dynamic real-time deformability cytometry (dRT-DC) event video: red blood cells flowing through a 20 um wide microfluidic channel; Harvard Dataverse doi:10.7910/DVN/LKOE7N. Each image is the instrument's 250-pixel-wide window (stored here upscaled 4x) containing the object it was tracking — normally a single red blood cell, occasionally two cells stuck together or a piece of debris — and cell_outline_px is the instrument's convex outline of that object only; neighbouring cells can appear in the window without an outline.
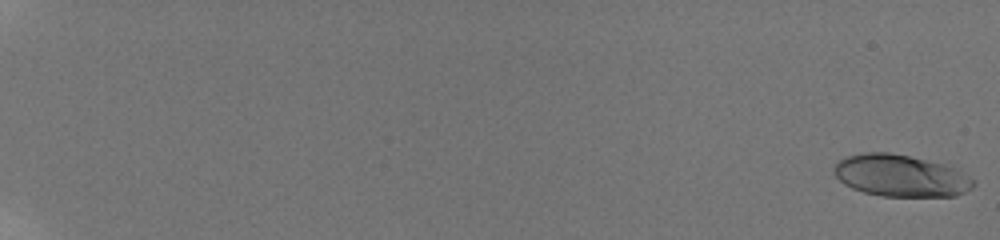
{"species": "human", "species_latin": "Homo sapiens", "temperature_condition": "room temperature", "stored_images_in_passage": 35, "camera_frame_rate_fps": 3000, "um_per_image_px": 0.085, "donor": {"sex": "male"}, "frame": {"image": 1, "passage_image": 1, "time_ms": 0.0, "image_size_px": [1000, 240], "cell_outline_px": [[976, 184], [972, 188], [956, 196], [880, 196], [864, 192], [852, 188], [844, 184], [832, 172], [832, 168], [836, 160], [844, 156], [864, 152], [888, 152], [908, 156], [944, 164], [956, 168], [976, 180]], "centroid_in_image_um": [76.53, 14.93], "position_along_channel_um": 8.5, "area_um2": 34.39}}
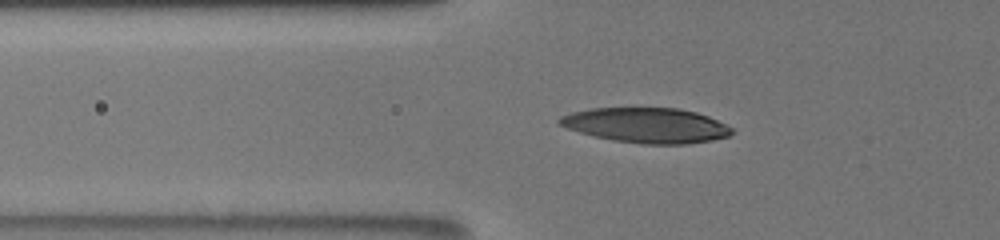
{"frame": {"image": 2, "passage_image": 26, "time_ms": 8.0, "image_size_px": [1000, 240], "cell_outline_px": [[732, 132], [728, 136], [712, 140], [688, 144], [640, 144], [612, 140], [580, 132], [568, 128], [560, 124], [556, 120], [560, 116], [572, 112], [592, 108], [680, 108], [696, 112], [708, 116], [732, 128]], "centroid_in_image_um": [54.94, 10.65], "position_along_channel_um": 70.9, "area_um2": 35.03}}
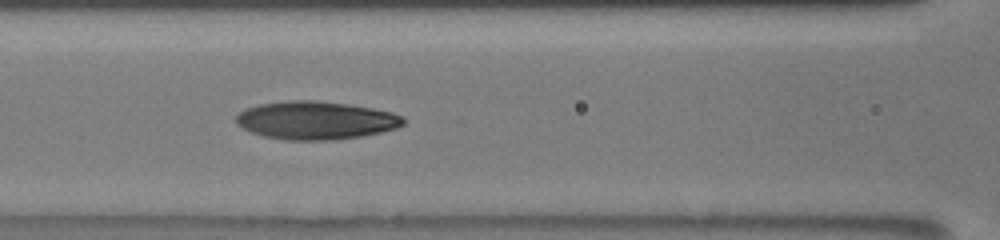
{"frame": {"image": 3, "passage_image": 32, "time_ms": 10.0, "image_size_px": [1000, 240], "cell_outline_px": [[404, 124], [396, 128], [380, 132], [360, 136], [332, 140], [288, 140], [264, 136], [252, 132], [236, 124], [236, 116], [244, 108], [260, 104], [288, 100], [316, 100], [348, 104], [372, 108], [392, 112], [404, 116]], "centroid_in_image_um": [26.84, 10.22], "position_along_channel_um": 139.8, "area_um2": 37.11}}